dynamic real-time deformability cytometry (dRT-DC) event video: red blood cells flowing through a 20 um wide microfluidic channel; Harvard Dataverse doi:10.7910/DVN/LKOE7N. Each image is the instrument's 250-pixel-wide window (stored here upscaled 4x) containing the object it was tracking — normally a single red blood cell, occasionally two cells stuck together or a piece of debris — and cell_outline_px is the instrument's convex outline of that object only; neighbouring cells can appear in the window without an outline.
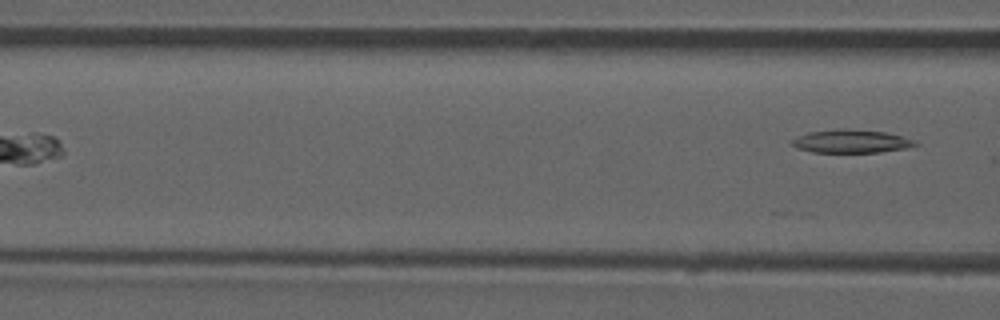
{"species": "common noctule bat (a hibernating species)", "species_latin": "Nyctalus noctula", "temperature_condition": "room temperature", "stored_images_in_passage": 5, "camera_frame_rate_fps": 3000, "um_per_image_px": 0.085, "animal": {"sex": "male", "forearm_length_mm": 52.5}, "frame": {"image": 1, "passage_image": 5, "time_ms": 4.667, "image_size_px": [1000, 320], "cell_outline_px": [[920, 144], [908, 148], [880, 152], [812, 152], [796, 148], [792, 144], [792, 140], [796, 136], [808, 132], [844, 128], [884, 132], [900, 136], [912, 140]], "centroid_in_image_um": [72.32, 12.01], "position_along_channel_um": 94.3, "area_um2": 16.59}}